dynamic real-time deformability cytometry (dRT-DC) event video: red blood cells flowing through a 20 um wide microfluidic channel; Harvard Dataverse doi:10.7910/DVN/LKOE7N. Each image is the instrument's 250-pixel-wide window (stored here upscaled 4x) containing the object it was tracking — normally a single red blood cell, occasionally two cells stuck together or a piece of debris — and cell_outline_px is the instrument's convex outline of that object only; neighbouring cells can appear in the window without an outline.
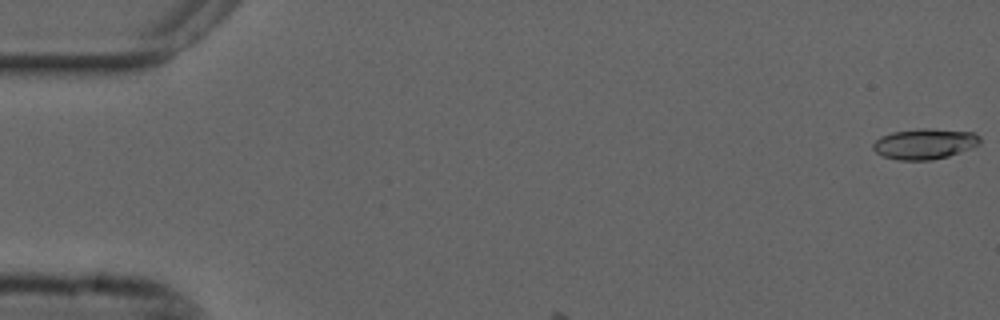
{"species": "common noctule bat (a hibernating species)", "species_latin": "Nyctalus noctula", "temperature_condition": "cold", "stored_images_in_passage": 7, "camera_frame_rate_fps": 3000, "um_per_image_px": 0.085, "animal": {"sex": "male", "forearm_length_mm": 52.5}, "frame": {"image": 1, "passage_image": 1, "time_ms": 0.0, "image_size_px": [1000, 320], "cell_outline_px": [[980, 144], [960, 152], [948, 156], [932, 160], [896, 160], [884, 156], [876, 152], [872, 148], [872, 144], [880, 136], [892, 132], [920, 128], [928, 128], [972, 132], [980, 136]], "centroid_in_image_um": [78.57, 12.22], "position_along_channel_um": 6.4, "area_um2": 19.07}}